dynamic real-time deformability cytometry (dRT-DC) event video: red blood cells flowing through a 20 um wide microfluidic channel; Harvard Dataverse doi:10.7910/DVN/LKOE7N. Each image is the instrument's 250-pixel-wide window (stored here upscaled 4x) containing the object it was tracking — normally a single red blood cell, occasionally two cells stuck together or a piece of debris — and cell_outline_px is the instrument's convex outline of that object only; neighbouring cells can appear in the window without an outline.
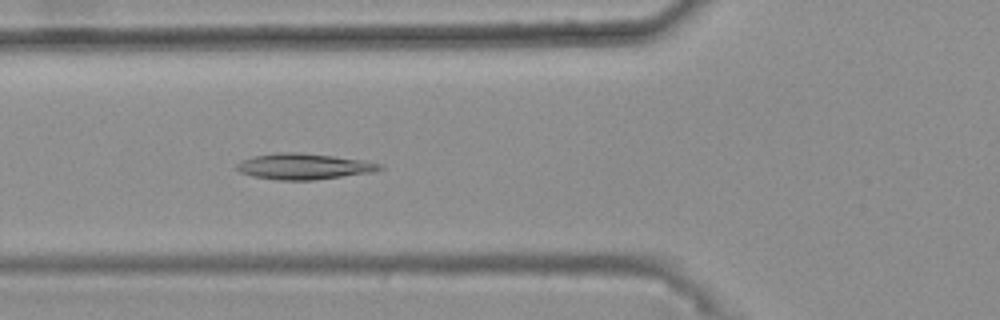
{"species": "common noctule bat (a hibernating species)", "species_latin": "Nyctalus noctula", "temperature_condition": "warm", "stored_images_in_passage": 47, "camera_frame_rate_fps": 3000, "um_per_image_px": 0.085, "animal": {"sex": "female", "body_mass_g": 25.1}, "frame": {"image": 1, "passage_image": 20, "time_ms": 6.333, "image_size_px": [1000, 320], "cell_outline_px": [[384, 168], [372, 172], [312, 180], [276, 180], [252, 176], [240, 172], [236, 168], [236, 164], [244, 160], [256, 156], [276, 152], [296, 152], [332, 156], [364, 160], [380, 164]], "centroid_in_image_um": [25.81, 14.15], "position_along_channel_um": 100.0, "area_um2": 21.33}}
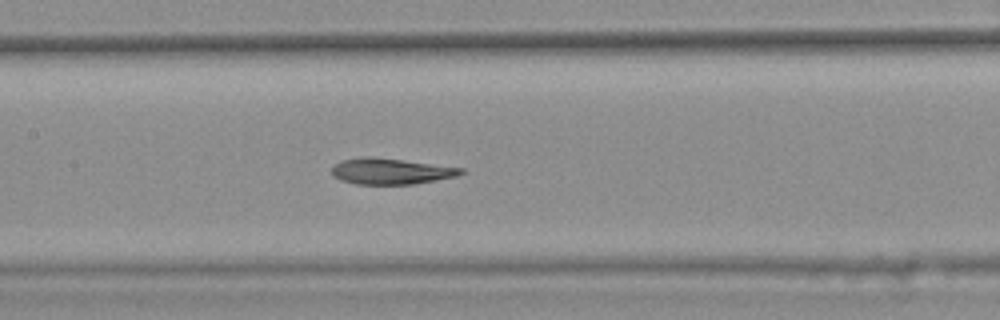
{"frame": {"image": 2, "passage_image": 26, "time_ms": 8.333, "image_size_px": [1000, 320], "cell_outline_px": [[464, 172], [456, 176], [416, 184], [356, 184], [340, 180], [332, 176], [332, 168], [340, 160], [364, 156], [404, 160], [464, 168]], "centroid_in_image_um": [33.2, 14.56], "position_along_channel_um": 174.2, "area_um2": 19.54}}
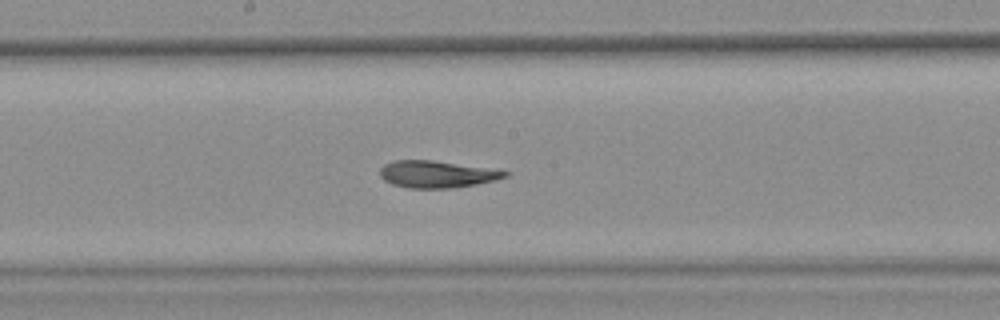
{"frame": {"image": 3, "passage_image": 29, "time_ms": 9.333, "image_size_px": [1000, 320], "cell_outline_px": [[508, 176], [496, 180], [476, 184], [452, 188], [408, 188], [392, 184], [384, 180], [380, 176], [380, 168], [384, 164], [392, 160], [432, 160], [508, 172]], "centroid_in_image_um": [37.05, 14.81], "position_along_channel_um": 211.2, "area_um2": 19.36}, "authors_computed_cell_mechanics": {"area_um2": 20.6924, "velocity_mm_per_s": 3.7085, "shape_relaxation_time_tau1_ms": null, "shape_relaxation_time_tau2_ms": 5.3083, "deformation_change_tau1": null, "deformation_change_tau2": 0.1243}}